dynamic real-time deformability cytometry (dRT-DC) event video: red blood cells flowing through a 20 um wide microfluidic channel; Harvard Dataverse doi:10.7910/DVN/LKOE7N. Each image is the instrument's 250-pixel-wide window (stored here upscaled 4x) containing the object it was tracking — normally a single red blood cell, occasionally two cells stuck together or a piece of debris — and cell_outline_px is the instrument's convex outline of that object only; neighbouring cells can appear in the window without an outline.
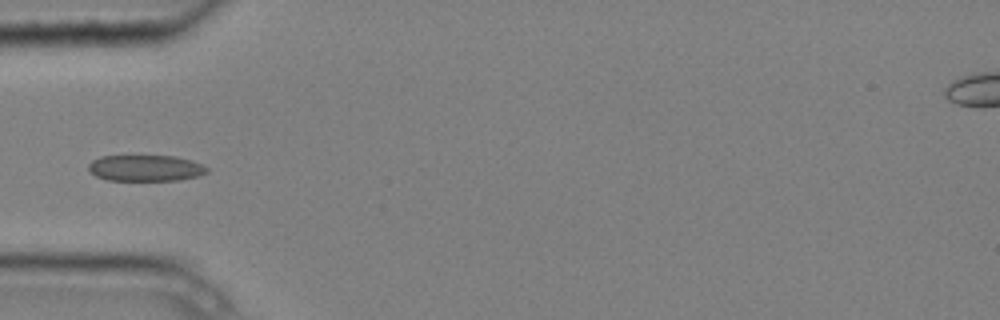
{"species": "common noctule bat (a hibernating species)", "species_latin": "Nyctalus noctula", "temperature_condition": "cold", "stored_images_in_passage": 5, "camera_frame_rate_fps": 3000, "um_per_image_px": 0.085, "animal": {"sex": "male", "body_mass_g": 20.4}, "frame": {"image": 1, "passage_image": 5, "time_ms": 1.333, "image_size_px": [1000, 320], "cell_outline_px": [[208, 172], [200, 176], [180, 180], [108, 180], [96, 176], [88, 172], [88, 164], [92, 160], [100, 156], [176, 156], [200, 164], [208, 168]], "centroid_in_image_um": [12.34, 14.29], "position_along_channel_um": 72.7, "area_um2": 18.09}}